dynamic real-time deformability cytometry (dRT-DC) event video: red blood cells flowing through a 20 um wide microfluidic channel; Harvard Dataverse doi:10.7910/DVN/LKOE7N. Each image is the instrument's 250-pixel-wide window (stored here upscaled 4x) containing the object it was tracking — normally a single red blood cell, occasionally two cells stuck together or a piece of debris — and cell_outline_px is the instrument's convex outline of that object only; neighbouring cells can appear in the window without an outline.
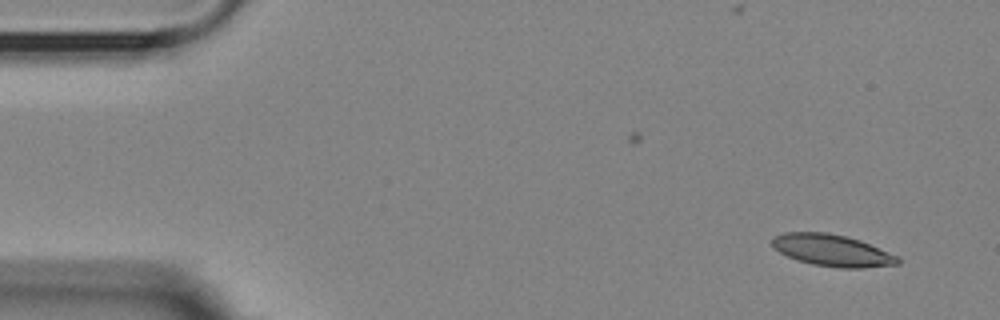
{"species": "Egyptian fruit bat (a non-hibernating species)", "species_latin": "Rousettus aegyptiacus", "temperature_condition": "room temperature", "stored_images_in_passage": 5, "camera_frame_rate_fps": 3000, "um_per_image_px": 0.085, "animal": {"sex": "female"}, "frame": {"image": 1, "passage_image": 1, "time_ms": 0.0, "image_size_px": [1000, 320], "cell_outline_px": [[900, 264], [864, 268], [840, 268], [812, 264], [796, 260], [772, 248], [772, 236], [784, 232], [828, 232], [860, 240], [896, 256], [900, 260]], "centroid_in_image_um": [70.68, 21.28], "position_along_channel_um": 14.3, "area_um2": 23.24}}
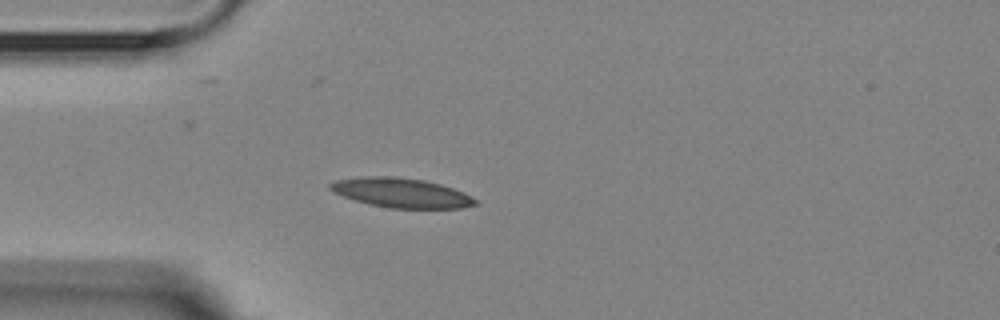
{"frame": {"image": 2, "passage_image": 4, "time_ms": 3.667, "image_size_px": [1000, 320], "cell_outline_px": [[476, 204], [464, 208], [388, 208], [368, 204], [332, 192], [328, 188], [328, 184], [336, 180], [364, 176], [396, 176], [424, 180], [440, 184], [464, 192], [472, 196], [476, 200]], "centroid_in_image_um": [34.09, 16.38], "position_along_channel_um": 50.9, "area_um2": 25.03}}